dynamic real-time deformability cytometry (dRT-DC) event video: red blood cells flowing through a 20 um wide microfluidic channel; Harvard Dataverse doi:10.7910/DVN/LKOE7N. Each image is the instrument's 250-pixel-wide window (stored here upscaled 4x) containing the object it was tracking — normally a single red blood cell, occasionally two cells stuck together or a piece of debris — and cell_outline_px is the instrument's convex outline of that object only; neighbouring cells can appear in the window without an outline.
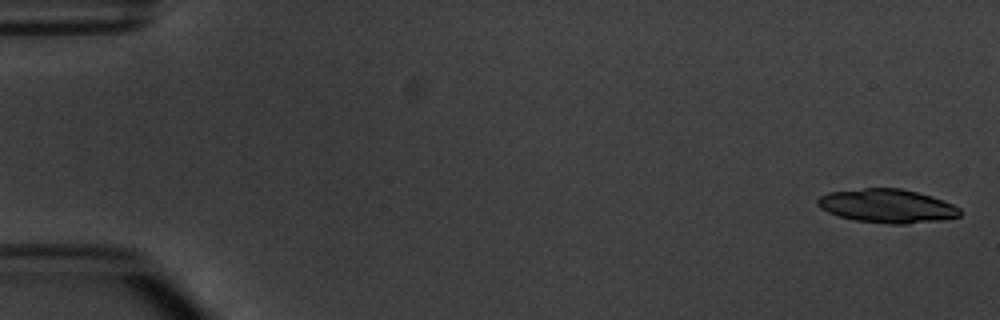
{"species": "common noctule bat (a hibernating species)", "species_latin": "Nyctalus noctula", "temperature_condition": "warm", "stored_images_in_passage": 5, "camera_frame_rate_fps": 3000, "um_per_image_px": 0.085, "animal": {"sex": "male", "body_mass_g": 20.1, "forearm_length_mm": 53.5}, "frame": {"image": 1, "passage_image": 1, "time_ms": 0.0, "image_size_px": [1000, 320], "cell_outline_px": [[960, 216], [944, 220], [908, 224], [892, 224], [856, 220], [836, 216], [820, 208], [816, 204], [816, 200], [820, 196], [828, 192], [864, 188], [900, 188], [932, 196], [944, 200], [960, 208]], "centroid_in_image_um": [75.4, 17.51], "position_along_channel_um": 9.6, "area_um2": 28.15}}